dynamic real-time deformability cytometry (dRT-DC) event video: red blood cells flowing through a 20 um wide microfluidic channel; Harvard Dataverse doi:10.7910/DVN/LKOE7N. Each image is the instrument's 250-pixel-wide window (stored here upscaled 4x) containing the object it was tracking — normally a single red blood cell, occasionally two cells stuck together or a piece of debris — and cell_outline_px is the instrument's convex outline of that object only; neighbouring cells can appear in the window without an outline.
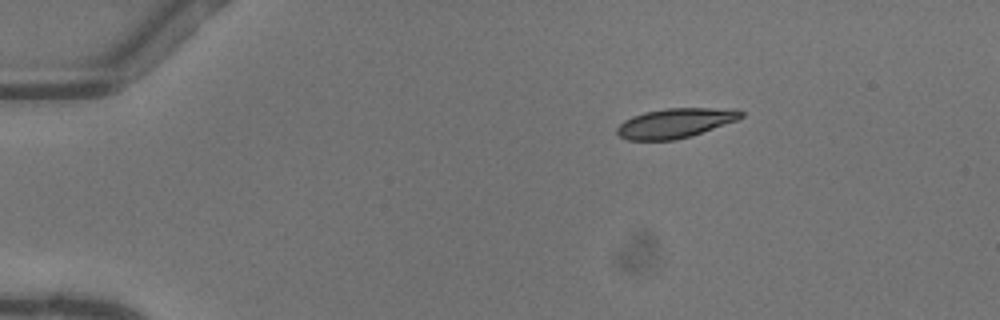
{"species": "common noctule bat (a hibernating species)", "species_latin": "Nyctalus noctula", "temperature_condition": "warm", "stored_images_in_passage": 43, "camera_frame_rate_fps": 3000, "um_per_image_px": 0.085, "animal": {"sex": "female"}, "frame": {"image": 1, "passage_image": 1, "time_ms": 0.0, "image_size_px": [1000, 320], "cell_outline_px": [[744, 116], [736, 120], [692, 136], [672, 140], [628, 140], [620, 136], [616, 132], [616, 128], [624, 120], [632, 116], [644, 112], [664, 108], [736, 108], [744, 112]], "centroid_in_image_um": [57.41, 10.45], "position_along_channel_um": 27.6, "area_um2": 21.5}}
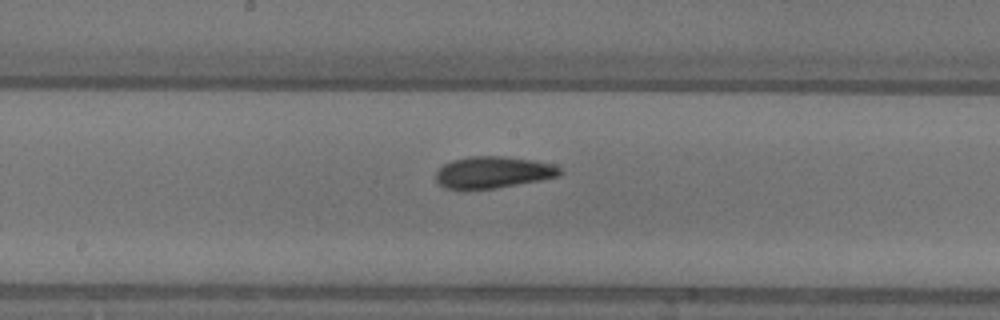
{"frame": {"image": 2, "passage_image": 20, "time_ms": 6.333, "image_size_px": [1000, 320], "cell_outline_px": [[564, 172], [560, 176], [540, 180], [496, 188], [444, 188], [436, 180], [436, 172], [444, 164], [452, 160], [468, 156], [504, 156], [532, 160], [556, 164]], "centroid_in_image_um": [41.96, 14.62], "position_along_channel_um": 206.2, "area_um2": 22.83}}
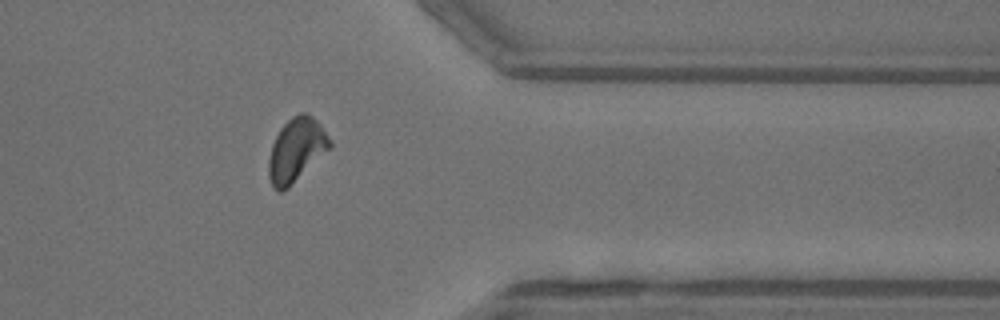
{"frame": {"image": 3, "passage_image": 34, "time_ms": 11.0, "image_size_px": [1000, 320], "cell_outline_px": [[332, 148], [284, 192], [280, 192], [272, 188], [268, 176], [268, 160], [272, 144], [280, 128], [292, 116], [300, 112], [308, 112], [320, 124], [332, 140]], "centroid_in_image_um": [25.2, 12.76], "position_along_channel_um": 386.2, "area_um2": 23.18}, "authors_computed_cell_mechanics": {"area_um2": 22.1952, "velocity_mm_per_s": 4.083, "shape_relaxation_time_tau1_ms": 4.4909, "shape_relaxation_time_tau2_ms": 2.5312, "deformation_change_tau1": 0.1475, "deformation_change_tau2": 0.0803}}